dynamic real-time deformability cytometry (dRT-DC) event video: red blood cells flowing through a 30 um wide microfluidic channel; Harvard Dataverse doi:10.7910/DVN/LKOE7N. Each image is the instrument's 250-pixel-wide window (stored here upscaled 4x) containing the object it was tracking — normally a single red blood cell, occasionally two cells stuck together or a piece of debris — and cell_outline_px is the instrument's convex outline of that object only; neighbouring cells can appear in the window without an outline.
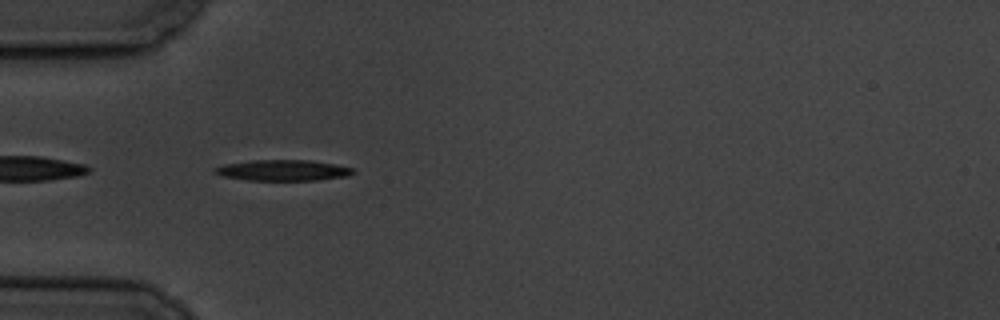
{"species": "common noctule bat (a hibernating species)", "species_latin": "Nyctalus noctula", "temperature_condition": "cold", "stored_images_in_passage": 7, "camera_frame_rate_fps": 3000, "um_per_image_px": 0.085, "animal": {"sex": "male", "body_mass_g": 19.5, "forearm_length_mm": 54.6}, "frame": {"image": 1, "passage_image": 5, "time_ms": 5.333, "image_size_px": [1000, 320], "cell_outline_px": [[356, 172], [348, 176], [316, 180], [248, 180], [224, 176], [212, 172], [212, 168], [224, 164], [252, 160], [312, 160], [336, 164], [352, 168]], "centroid_in_image_um": [24.05, 14.47], "position_along_channel_um": 61.0, "area_um2": 16.88}}
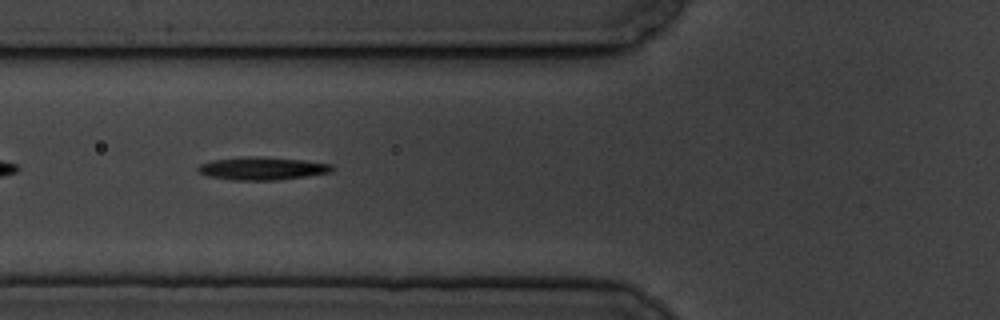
{"frame": {"image": 2, "passage_image": 6, "time_ms": 6.667, "image_size_px": [1000, 320], "cell_outline_px": [[336, 168], [332, 172], [308, 176], [276, 180], [232, 180], [208, 176], [196, 172], [196, 168], [200, 164], [212, 160], [248, 156], [252, 156], [304, 160], [332, 164]], "centroid_in_image_um": [22.29, 14.32], "position_along_channel_um": 103.5, "area_um2": 18.03}}
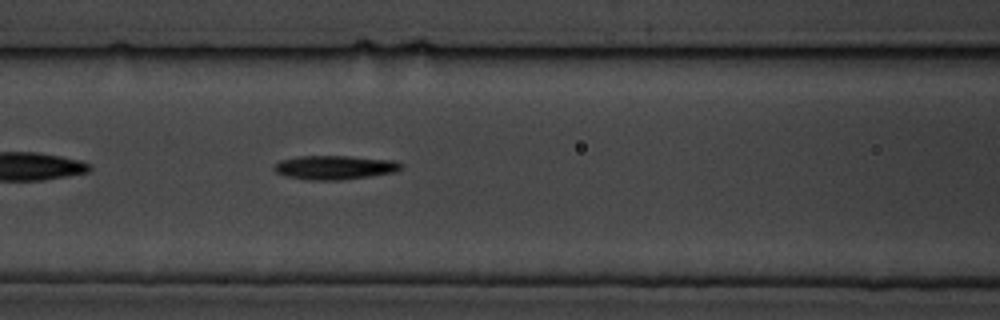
{"frame": {"image": 3, "passage_image": 7, "time_ms": 7.667, "image_size_px": [1000, 320], "cell_outline_px": [[404, 164], [396, 172], [340, 180], [308, 180], [284, 176], [276, 172], [272, 168], [280, 160], [296, 156], [352, 156], [396, 160]], "centroid_in_image_um": [28.44, 14.22], "position_along_channel_um": 138.2, "area_um2": 17.92}}